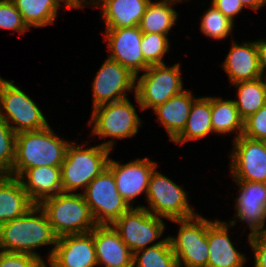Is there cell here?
I'll list each match as a JSON object with an SVG mask.
<instances>
[{"instance_id": "1", "label": "cell", "mask_w": 266, "mask_h": 267, "mask_svg": "<svg viewBox=\"0 0 266 267\" xmlns=\"http://www.w3.org/2000/svg\"><path fill=\"white\" fill-rule=\"evenodd\" d=\"M56 241L57 236L52 230L48 217L38 204L32 206L17 219L0 225L1 251L28 253L43 261L34 249L40 246L54 245L47 258L49 262L53 256Z\"/></svg>"}, {"instance_id": "2", "label": "cell", "mask_w": 266, "mask_h": 267, "mask_svg": "<svg viewBox=\"0 0 266 267\" xmlns=\"http://www.w3.org/2000/svg\"><path fill=\"white\" fill-rule=\"evenodd\" d=\"M69 145L70 142L59 138L50 125L41 130L17 133L15 161L8 175L19 178L33 167H61Z\"/></svg>"}, {"instance_id": "3", "label": "cell", "mask_w": 266, "mask_h": 267, "mask_svg": "<svg viewBox=\"0 0 266 267\" xmlns=\"http://www.w3.org/2000/svg\"><path fill=\"white\" fill-rule=\"evenodd\" d=\"M39 206L57 237L89 233L97 226L82 193L61 192L44 199Z\"/></svg>"}, {"instance_id": "4", "label": "cell", "mask_w": 266, "mask_h": 267, "mask_svg": "<svg viewBox=\"0 0 266 267\" xmlns=\"http://www.w3.org/2000/svg\"><path fill=\"white\" fill-rule=\"evenodd\" d=\"M70 143L66 157L61 164V184L63 192H73L79 188L86 189L88 184L106 167L110 149L102 146L82 148Z\"/></svg>"}, {"instance_id": "5", "label": "cell", "mask_w": 266, "mask_h": 267, "mask_svg": "<svg viewBox=\"0 0 266 267\" xmlns=\"http://www.w3.org/2000/svg\"><path fill=\"white\" fill-rule=\"evenodd\" d=\"M180 63L150 65L141 77L136 76L135 99L141 110L157 108L168 99L182 93Z\"/></svg>"}, {"instance_id": "6", "label": "cell", "mask_w": 266, "mask_h": 267, "mask_svg": "<svg viewBox=\"0 0 266 267\" xmlns=\"http://www.w3.org/2000/svg\"><path fill=\"white\" fill-rule=\"evenodd\" d=\"M88 124L94 125L91 135H99L101 139L113 138V141L101 143L102 146L112 150L115 138L133 137L137 134L142 121L136 113V108L126 98L94 108Z\"/></svg>"}, {"instance_id": "7", "label": "cell", "mask_w": 266, "mask_h": 267, "mask_svg": "<svg viewBox=\"0 0 266 267\" xmlns=\"http://www.w3.org/2000/svg\"><path fill=\"white\" fill-rule=\"evenodd\" d=\"M178 223V236H168L178 267H207L209 259L208 227L214 222L197 214L191 218L172 220Z\"/></svg>"}, {"instance_id": "8", "label": "cell", "mask_w": 266, "mask_h": 267, "mask_svg": "<svg viewBox=\"0 0 266 267\" xmlns=\"http://www.w3.org/2000/svg\"><path fill=\"white\" fill-rule=\"evenodd\" d=\"M187 192L156 168L150 175L146 200L149 208L144 207L157 217L169 220L191 218L197 214L188 203Z\"/></svg>"}, {"instance_id": "9", "label": "cell", "mask_w": 266, "mask_h": 267, "mask_svg": "<svg viewBox=\"0 0 266 267\" xmlns=\"http://www.w3.org/2000/svg\"><path fill=\"white\" fill-rule=\"evenodd\" d=\"M13 83V80L4 79L0 82V117L16 134L46 128L49 124L39 106ZM3 110L6 115L3 114ZM10 121L17 126L11 125Z\"/></svg>"}, {"instance_id": "10", "label": "cell", "mask_w": 266, "mask_h": 267, "mask_svg": "<svg viewBox=\"0 0 266 267\" xmlns=\"http://www.w3.org/2000/svg\"><path fill=\"white\" fill-rule=\"evenodd\" d=\"M83 192L97 225L112 224L131 207L117 190L113 173L106 167Z\"/></svg>"}, {"instance_id": "11", "label": "cell", "mask_w": 266, "mask_h": 267, "mask_svg": "<svg viewBox=\"0 0 266 267\" xmlns=\"http://www.w3.org/2000/svg\"><path fill=\"white\" fill-rule=\"evenodd\" d=\"M165 223L161 217L144 207H131L111 225L132 253L147 248V245L162 236Z\"/></svg>"}, {"instance_id": "12", "label": "cell", "mask_w": 266, "mask_h": 267, "mask_svg": "<svg viewBox=\"0 0 266 267\" xmlns=\"http://www.w3.org/2000/svg\"><path fill=\"white\" fill-rule=\"evenodd\" d=\"M93 109L127 98V91H134L136 76L120 63L107 57L92 82Z\"/></svg>"}, {"instance_id": "13", "label": "cell", "mask_w": 266, "mask_h": 267, "mask_svg": "<svg viewBox=\"0 0 266 267\" xmlns=\"http://www.w3.org/2000/svg\"><path fill=\"white\" fill-rule=\"evenodd\" d=\"M230 155L234 180L266 183V146L261 140L241 135L235 139Z\"/></svg>"}, {"instance_id": "14", "label": "cell", "mask_w": 266, "mask_h": 267, "mask_svg": "<svg viewBox=\"0 0 266 267\" xmlns=\"http://www.w3.org/2000/svg\"><path fill=\"white\" fill-rule=\"evenodd\" d=\"M143 32L138 26L117 29H106L104 41L107 42L108 58L126 67L132 74L138 76L150 65L144 60L141 51Z\"/></svg>"}, {"instance_id": "15", "label": "cell", "mask_w": 266, "mask_h": 267, "mask_svg": "<svg viewBox=\"0 0 266 267\" xmlns=\"http://www.w3.org/2000/svg\"><path fill=\"white\" fill-rule=\"evenodd\" d=\"M157 163L149 158L136 159L126 164L109 158L107 168L113 173L117 190L130 207H133V199L140 194H147L149 178ZM132 201V202H131Z\"/></svg>"}, {"instance_id": "16", "label": "cell", "mask_w": 266, "mask_h": 267, "mask_svg": "<svg viewBox=\"0 0 266 267\" xmlns=\"http://www.w3.org/2000/svg\"><path fill=\"white\" fill-rule=\"evenodd\" d=\"M50 267L97 266L93 230L84 234H67L57 237Z\"/></svg>"}, {"instance_id": "17", "label": "cell", "mask_w": 266, "mask_h": 267, "mask_svg": "<svg viewBox=\"0 0 266 267\" xmlns=\"http://www.w3.org/2000/svg\"><path fill=\"white\" fill-rule=\"evenodd\" d=\"M240 187L236 198V215L248 223L249 237L266 231V183L235 180Z\"/></svg>"}, {"instance_id": "18", "label": "cell", "mask_w": 266, "mask_h": 267, "mask_svg": "<svg viewBox=\"0 0 266 267\" xmlns=\"http://www.w3.org/2000/svg\"><path fill=\"white\" fill-rule=\"evenodd\" d=\"M97 264L104 267H132L133 253L111 224L93 229Z\"/></svg>"}, {"instance_id": "19", "label": "cell", "mask_w": 266, "mask_h": 267, "mask_svg": "<svg viewBox=\"0 0 266 267\" xmlns=\"http://www.w3.org/2000/svg\"><path fill=\"white\" fill-rule=\"evenodd\" d=\"M236 219L226 222L215 220L208 227L209 259L207 267H243L246 261L244 254L235 249L231 242L228 227L236 225Z\"/></svg>"}, {"instance_id": "20", "label": "cell", "mask_w": 266, "mask_h": 267, "mask_svg": "<svg viewBox=\"0 0 266 267\" xmlns=\"http://www.w3.org/2000/svg\"><path fill=\"white\" fill-rule=\"evenodd\" d=\"M222 66L232 84L263 77L258 64L256 41L241 45L233 41Z\"/></svg>"}, {"instance_id": "21", "label": "cell", "mask_w": 266, "mask_h": 267, "mask_svg": "<svg viewBox=\"0 0 266 267\" xmlns=\"http://www.w3.org/2000/svg\"><path fill=\"white\" fill-rule=\"evenodd\" d=\"M151 0H89V4H101V17L106 29L138 26Z\"/></svg>"}, {"instance_id": "22", "label": "cell", "mask_w": 266, "mask_h": 267, "mask_svg": "<svg viewBox=\"0 0 266 267\" xmlns=\"http://www.w3.org/2000/svg\"><path fill=\"white\" fill-rule=\"evenodd\" d=\"M25 191L34 204L63 192L61 167L40 166L27 169L20 177Z\"/></svg>"}, {"instance_id": "23", "label": "cell", "mask_w": 266, "mask_h": 267, "mask_svg": "<svg viewBox=\"0 0 266 267\" xmlns=\"http://www.w3.org/2000/svg\"><path fill=\"white\" fill-rule=\"evenodd\" d=\"M34 205L19 178L0 176V225L24 215Z\"/></svg>"}, {"instance_id": "24", "label": "cell", "mask_w": 266, "mask_h": 267, "mask_svg": "<svg viewBox=\"0 0 266 267\" xmlns=\"http://www.w3.org/2000/svg\"><path fill=\"white\" fill-rule=\"evenodd\" d=\"M195 100L192 92L183 91L153 110L157 115V121L166 128L171 141H174L184 130Z\"/></svg>"}, {"instance_id": "25", "label": "cell", "mask_w": 266, "mask_h": 267, "mask_svg": "<svg viewBox=\"0 0 266 267\" xmlns=\"http://www.w3.org/2000/svg\"><path fill=\"white\" fill-rule=\"evenodd\" d=\"M22 15L24 23L29 28L44 27L54 24L60 2H65L67 8L76 9L72 0H11Z\"/></svg>"}, {"instance_id": "26", "label": "cell", "mask_w": 266, "mask_h": 267, "mask_svg": "<svg viewBox=\"0 0 266 267\" xmlns=\"http://www.w3.org/2000/svg\"><path fill=\"white\" fill-rule=\"evenodd\" d=\"M211 116V97L196 98L184 130L173 142L183 145L185 142L202 139L213 133Z\"/></svg>"}, {"instance_id": "27", "label": "cell", "mask_w": 266, "mask_h": 267, "mask_svg": "<svg viewBox=\"0 0 266 267\" xmlns=\"http://www.w3.org/2000/svg\"><path fill=\"white\" fill-rule=\"evenodd\" d=\"M182 0H162L149 2L138 27L143 33L168 35L178 19V13L172 8L173 4Z\"/></svg>"}, {"instance_id": "28", "label": "cell", "mask_w": 266, "mask_h": 267, "mask_svg": "<svg viewBox=\"0 0 266 267\" xmlns=\"http://www.w3.org/2000/svg\"><path fill=\"white\" fill-rule=\"evenodd\" d=\"M211 112L214 133L229 134L237 131L235 139L243 134L244 120L240 117L234 100L211 97Z\"/></svg>"}, {"instance_id": "29", "label": "cell", "mask_w": 266, "mask_h": 267, "mask_svg": "<svg viewBox=\"0 0 266 267\" xmlns=\"http://www.w3.org/2000/svg\"><path fill=\"white\" fill-rule=\"evenodd\" d=\"M238 99L234 100L240 117L245 120L258 112L266 104V84L264 77L235 84Z\"/></svg>"}, {"instance_id": "30", "label": "cell", "mask_w": 266, "mask_h": 267, "mask_svg": "<svg viewBox=\"0 0 266 267\" xmlns=\"http://www.w3.org/2000/svg\"><path fill=\"white\" fill-rule=\"evenodd\" d=\"M132 267H178L169 237L134 252Z\"/></svg>"}, {"instance_id": "31", "label": "cell", "mask_w": 266, "mask_h": 267, "mask_svg": "<svg viewBox=\"0 0 266 267\" xmlns=\"http://www.w3.org/2000/svg\"><path fill=\"white\" fill-rule=\"evenodd\" d=\"M202 32L214 39H224L233 31L234 22L220 12L213 4L202 16Z\"/></svg>"}, {"instance_id": "32", "label": "cell", "mask_w": 266, "mask_h": 267, "mask_svg": "<svg viewBox=\"0 0 266 267\" xmlns=\"http://www.w3.org/2000/svg\"><path fill=\"white\" fill-rule=\"evenodd\" d=\"M170 43L167 35L143 33L141 51L149 65L165 64L163 58L169 52Z\"/></svg>"}, {"instance_id": "33", "label": "cell", "mask_w": 266, "mask_h": 267, "mask_svg": "<svg viewBox=\"0 0 266 267\" xmlns=\"http://www.w3.org/2000/svg\"><path fill=\"white\" fill-rule=\"evenodd\" d=\"M16 133L11 126L0 117V172L9 174L15 161Z\"/></svg>"}, {"instance_id": "34", "label": "cell", "mask_w": 266, "mask_h": 267, "mask_svg": "<svg viewBox=\"0 0 266 267\" xmlns=\"http://www.w3.org/2000/svg\"><path fill=\"white\" fill-rule=\"evenodd\" d=\"M0 29H10L14 32H20V34L30 30L11 0L0 1Z\"/></svg>"}, {"instance_id": "35", "label": "cell", "mask_w": 266, "mask_h": 267, "mask_svg": "<svg viewBox=\"0 0 266 267\" xmlns=\"http://www.w3.org/2000/svg\"><path fill=\"white\" fill-rule=\"evenodd\" d=\"M244 136L264 141L266 139V104L244 120Z\"/></svg>"}, {"instance_id": "36", "label": "cell", "mask_w": 266, "mask_h": 267, "mask_svg": "<svg viewBox=\"0 0 266 267\" xmlns=\"http://www.w3.org/2000/svg\"><path fill=\"white\" fill-rule=\"evenodd\" d=\"M45 265L44 261L32 254L0 251V267H44Z\"/></svg>"}, {"instance_id": "37", "label": "cell", "mask_w": 266, "mask_h": 267, "mask_svg": "<svg viewBox=\"0 0 266 267\" xmlns=\"http://www.w3.org/2000/svg\"><path fill=\"white\" fill-rule=\"evenodd\" d=\"M248 239L254 252V267H266V231L248 236Z\"/></svg>"}, {"instance_id": "38", "label": "cell", "mask_w": 266, "mask_h": 267, "mask_svg": "<svg viewBox=\"0 0 266 267\" xmlns=\"http://www.w3.org/2000/svg\"><path fill=\"white\" fill-rule=\"evenodd\" d=\"M211 4L233 22L234 16L239 14L244 8L240 0H212Z\"/></svg>"}, {"instance_id": "39", "label": "cell", "mask_w": 266, "mask_h": 267, "mask_svg": "<svg viewBox=\"0 0 266 267\" xmlns=\"http://www.w3.org/2000/svg\"><path fill=\"white\" fill-rule=\"evenodd\" d=\"M257 52H258V64L261 71L262 76H266V40L256 41ZM265 73V74H264Z\"/></svg>"}, {"instance_id": "40", "label": "cell", "mask_w": 266, "mask_h": 267, "mask_svg": "<svg viewBox=\"0 0 266 267\" xmlns=\"http://www.w3.org/2000/svg\"><path fill=\"white\" fill-rule=\"evenodd\" d=\"M242 4L255 11L262 7V5L266 4V0H240Z\"/></svg>"}, {"instance_id": "41", "label": "cell", "mask_w": 266, "mask_h": 267, "mask_svg": "<svg viewBox=\"0 0 266 267\" xmlns=\"http://www.w3.org/2000/svg\"><path fill=\"white\" fill-rule=\"evenodd\" d=\"M73 3L77 6L78 9H83V5H89L88 0H72ZM92 1V0H91Z\"/></svg>"}]
</instances>
